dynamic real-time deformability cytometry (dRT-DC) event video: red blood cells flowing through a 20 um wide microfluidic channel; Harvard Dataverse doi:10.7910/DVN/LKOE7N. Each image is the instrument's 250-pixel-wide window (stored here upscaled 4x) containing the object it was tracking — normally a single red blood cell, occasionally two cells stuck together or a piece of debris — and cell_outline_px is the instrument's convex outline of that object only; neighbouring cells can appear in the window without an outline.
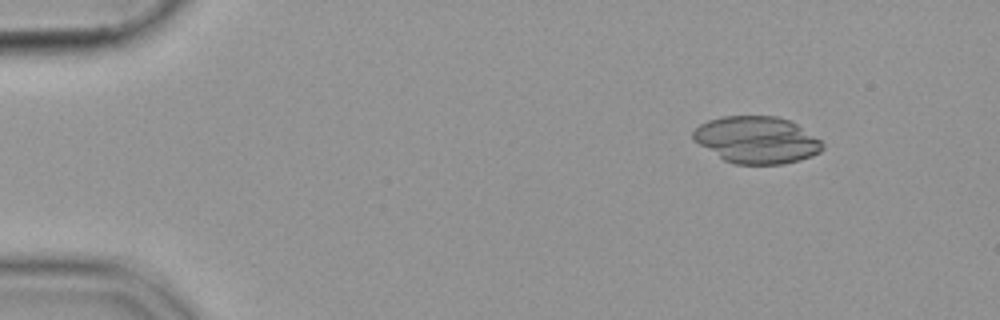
{"species": "common noctule bat (a hibernating species)", "species_latin": "Nyctalus noctula", "temperature_condition": "cold", "stored_images_in_passage": 51, "camera_frame_rate_fps": 3000, "um_per_image_px": 0.085, "animal": {"sex": "female", "body_mass_g": 19.9}, "frame": {"image": 1, "passage_image": 3, "time_ms": 0.667, "image_size_px": [1000, 320], "cell_outline_px": [[824, 148], [820, 152], [812, 156], [800, 160], [784, 164], [736, 164], [724, 160], [692, 140], [692, 132], [700, 124], [708, 120], [724, 116], [776, 116], [788, 120], [796, 124], [820, 140], [824, 144]], "centroid_in_image_um": [64.31, 11.89], "position_along_channel_um": 20.7, "area_um2": 35.32}}